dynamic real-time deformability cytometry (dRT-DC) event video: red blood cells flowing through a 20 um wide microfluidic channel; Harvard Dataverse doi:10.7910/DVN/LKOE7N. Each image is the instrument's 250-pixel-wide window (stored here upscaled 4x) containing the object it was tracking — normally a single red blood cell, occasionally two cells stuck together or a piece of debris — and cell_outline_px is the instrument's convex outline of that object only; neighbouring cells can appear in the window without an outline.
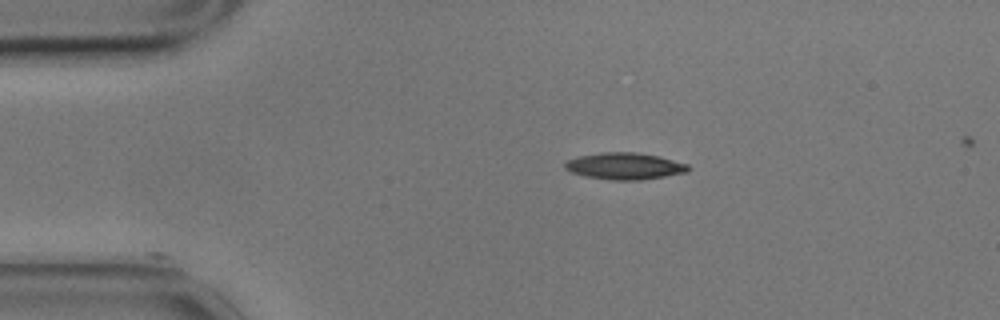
{"species": "common noctule bat (a hibernating species)", "species_latin": "Nyctalus noctula", "temperature_condition": "cold", "stored_images_in_passage": 6, "camera_frame_rate_fps": 3000, "um_per_image_px": 0.085, "animal": {"sex": "male", "body_mass_g": 17.9}, "frame": {"image": 1, "passage_image": 1, "time_ms": 0.0, "image_size_px": [1000, 320], "cell_outline_px": [[692, 168], [688, 172], [640, 180], [612, 180], [584, 176], [572, 172], [564, 168], [564, 164], [568, 160], [580, 156], [600, 152], [636, 152], [656, 156], [688, 164]], "centroid_in_image_um": [53.1, 14.12], "position_along_channel_um": 31.9, "area_um2": 19.07}}